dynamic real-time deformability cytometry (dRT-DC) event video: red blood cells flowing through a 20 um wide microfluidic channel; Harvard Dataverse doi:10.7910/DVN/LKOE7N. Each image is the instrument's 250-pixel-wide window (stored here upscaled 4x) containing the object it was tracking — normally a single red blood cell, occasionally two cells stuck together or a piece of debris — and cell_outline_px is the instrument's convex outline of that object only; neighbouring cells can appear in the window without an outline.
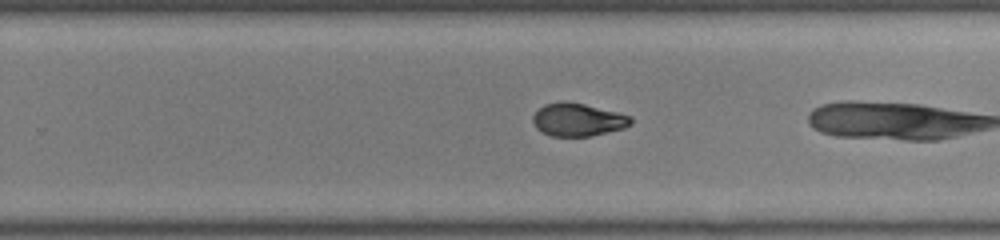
{"species": "common noctule bat (a hibernating species)", "species_latin": "Nyctalus noctula", "temperature_condition": "room temperature", "stored_images_in_passage": 30, "camera_frame_rate_fps": 3000, "um_per_image_px": 0.085, "animal": {"sex": "male", "body_mass_g": 19.0, "forearm_length_mm": 50.8}, "frame": {"image": 1, "passage_image": 29, "time_ms": 9.333, "image_size_px": [1000, 240], "cell_outline_px": [[632, 124], [624, 128], [588, 136], [552, 136], [536, 128], [532, 120], [532, 116], [544, 104], [564, 100], [584, 104], [616, 112], [628, 116], [632, 120]], "centroid_in_image_um": [49.08, 10.16], "position_along_channel_um": 280.7, "area_um2": 18.55}}